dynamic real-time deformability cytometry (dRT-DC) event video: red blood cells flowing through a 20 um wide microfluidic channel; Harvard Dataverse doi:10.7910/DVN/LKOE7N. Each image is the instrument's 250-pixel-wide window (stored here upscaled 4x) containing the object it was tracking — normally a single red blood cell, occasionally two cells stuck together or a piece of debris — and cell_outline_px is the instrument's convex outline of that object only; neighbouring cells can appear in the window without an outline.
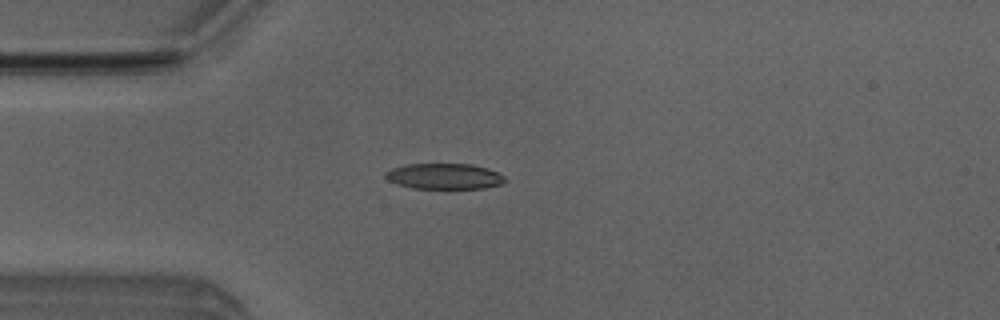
{"species": "Egyptian fruit bat (a non-hibernating species)", "species_latin": "Rousettus aegyptiacus", "temperature_condition": "room temperature", "stored_images_in_passage": 51, "camera_frame_rate_fps": 3000, "um_per_image_px": 0.085, "animal": {"sex": "male"}, "frame": {"image": 1, "passage_image": 13, "time_ms": 4.0, "image_size_px": [1000, 320], "cell_outline_px": [[508, 180], [504, 184], [484, 188], [412, 188], [396, 184], [388, 180], [384, 176], [384, 172], [392, 168], [408, 164], [472, 164], [488, 168], [504, 176]], "centroid_in_image_um": [37.78, 14.98], "position_along_channel_um": 47.2, "area_um2": 18.03}}
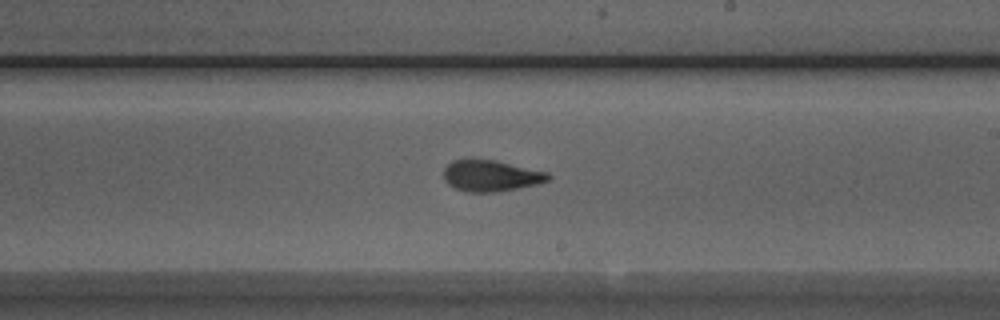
{"frame": {"image": 2, "passage_image": 29, "time_ms": 9.333, "image_size_px": [1000, 320], "cell_outline_px": [[552, 176], [548, 180], [536, 184], [496, 192], [468, 192], [456, 188], [448, 184], [444, 180], [444, 168], [452, 160], [496, 160], [548, 172]], "centroid_in_image_um": [41.73, 14.94], "position_along_channel_um": 247.3, "area_um2": 18.84}}
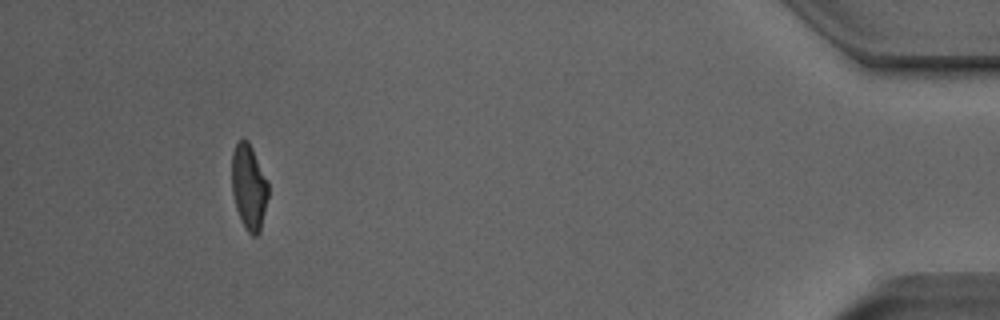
{"frame": {"image": 3, "passage_image": 47, "time_ms": 15.333, "image_size_px": [1000, 320], "cell_outline_px": [[268, 196], [260, 232], [256, 236], [252, 236], [244, 228], [240, 220], [236, 208], [232, 192], [232, 152], [236, 144], [244, 136], [248, 140], [268, 180]], "centroid_in_image_um": [21.16, 15.89], "position_along_channel_um": 414.0, "area_um2": 18.32}, "authors_computed_cell_mechanics": {"area_um2": 18.785, "velocity_mm_per_s": 3.979, "shape_relaxation_time_tau1_ms": 4.0537, "shape_relaxation_time_tau2_ms": 1.6699, "deformation_change_tau1": 0.1455, "deformation_change_tau2": 0.0892}}